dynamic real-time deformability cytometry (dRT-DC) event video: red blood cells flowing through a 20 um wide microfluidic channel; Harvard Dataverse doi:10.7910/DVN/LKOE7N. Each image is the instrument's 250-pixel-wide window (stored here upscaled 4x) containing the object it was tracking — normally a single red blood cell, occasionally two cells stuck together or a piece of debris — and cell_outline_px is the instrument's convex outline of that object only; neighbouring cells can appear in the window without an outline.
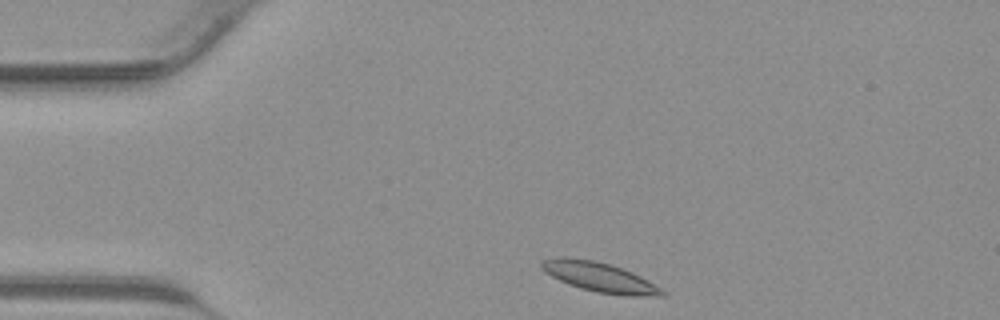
{"species": "common noctule bat (a hibernating species)", "species_latin": "Nyctalus noctula", "temperature_condition": "warm", "stored_images_in_passage": 28, "camera_frame_rate_fps": 3000, "um_per_image_px": 0.085, "animal": {"sex": "male", "body_mass_g": 23.1, "forearm_length_mm": 52.7}, "frame": {"image": 1, "passage_image": 1, "time_ms": 0.0, "image_size_px": [1000, 320], "cell_outline_px": [[668, 292], [664, 296], [624, 296], [596, 292], [580, 288], [568, 284], [544, 272], [540, 268], [540, 264], [544, 260], [560, 256], [564, 256], [592, 260], [608, 264], [632, 272], [648, 280]], "centroid_in_image_um": [50.98, 23.57], "position_along_channel_um": 34.0, "area_um2": 20.87}}
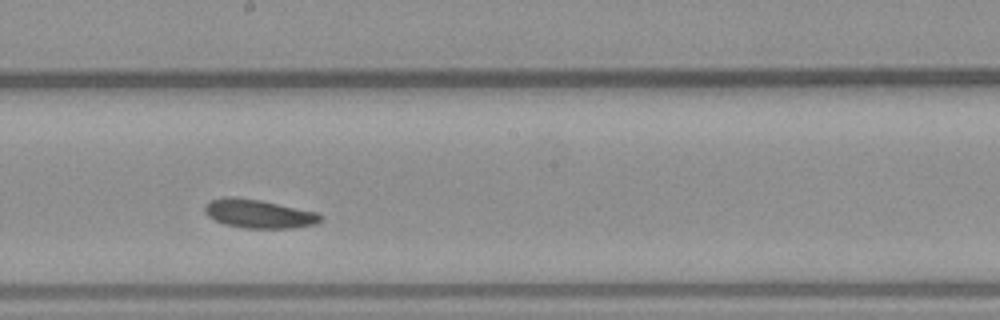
{"frame": {"image": 2, "passage_image": 16, "time_ms": 5.0, "image_size_px": [1000, 320], "cell_outline_px": [[324, 216], [316, 224], [292, 228], [244, 228], [224, 224], [208, 216], [204, 212], [204, 204], [208, 200], [228, 196], [236, 196], [260, 200], [320, 212]], "centroid_in_image_um": [21.99, 18.15], "position_along_channel_um": 226.2, "area_um2": 19.65}}
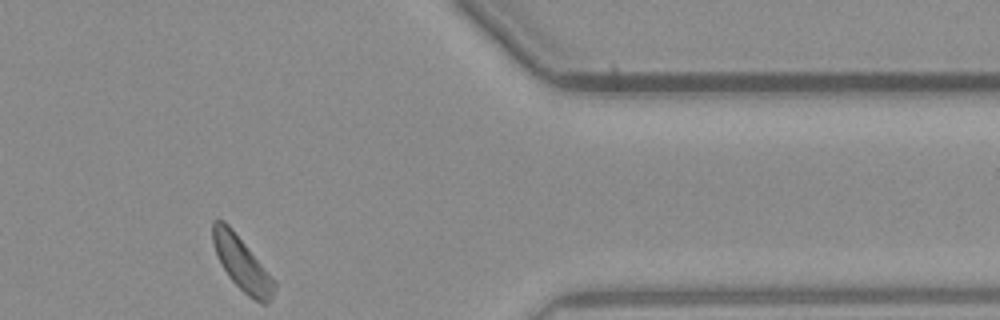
{"frame": {"image": 3, "passage_image": 28, "time_ms": 9.0, "image_size_px": [1000, 320], "cell_outline_px": [[276, 288], [268, 304], [260, 304], [248, 296], [228, 276], [220, 264], [212, 244], [212, 220], [216, 216], [224, 220], [232, 228], [276, 280]], "centroid_in_image_um": [20.55, 22.38], "position_along_channel_um": 390.9, "area_um2": 19.71}}